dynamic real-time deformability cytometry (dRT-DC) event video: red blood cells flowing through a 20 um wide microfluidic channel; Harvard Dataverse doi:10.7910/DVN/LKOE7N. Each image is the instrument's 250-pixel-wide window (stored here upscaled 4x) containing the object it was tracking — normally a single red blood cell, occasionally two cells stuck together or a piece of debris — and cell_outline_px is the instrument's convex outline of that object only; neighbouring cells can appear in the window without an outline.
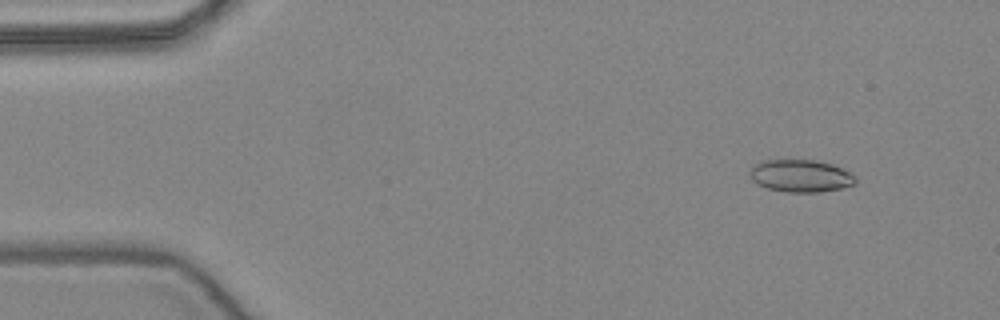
{"species": "common noctule bat (a hibernating species)", "species_latin": "Nyctalus noctula", "temperature_condition": "warm", "stored_images_in_passage": 52, "camera_frame_rate_fps": 3000, "um_per_image_px": 0.085, "animal": {"sex": "female", "body_mass_g": 24.6, "forearm_length_mm": 56.2}, "frame": {"image": 1, "passage_image": 5, "time_ms": 1.333, "image_size_px": [1000, 320], "cell_outline_px": [[856, 184], [840, 188], [820, 192], [784, 192], [768, 188], [756, 184], [752, 180], [748, 172], [760, 160], [816, 160], [832, 164], [856, 176]], "centroid_in_image_um": [68.03, 14.95], "position_along_channel_um": 17.0, "area_um2": 20.0}}
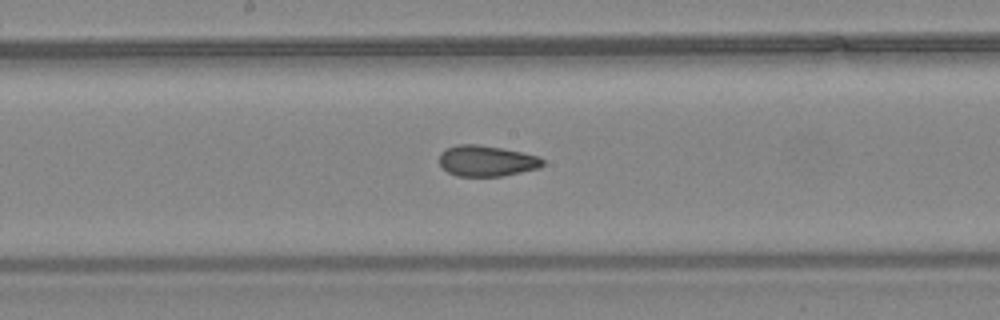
{"frame": {"image": 2, "passage_image": 27, "time_ms": 8.667, "image_size_px": [1000, 320], "cell_outline_px": [[544, 164], [540, 168], [504, 176], [456, 176], [448, 172], [440, 164], [440, 152], [456, 144], [480, 144], [540, 156], [544, 160]], "centroid_in_image_um": [41.38, 13.68], "position_along_channel_um": 206.8, "area_um2": 18.67}}
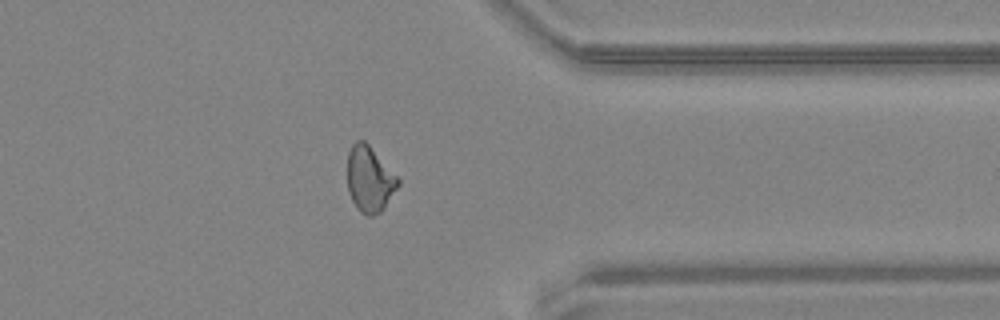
{"frame": {"image": 3, "passage_image": 41, "time_ms": 13.333, "image_size_px": [1000, 320], "cell_outline_px": [[400, 184], [384, 208], [380, 212], [372, 216], [368, 216], [360, 212], [356, 208], [348, 192], [348, 152], [352, 144], [356, 140], [364, 140], [368, 144], [400, 180]], "centroid_in_image_um": [31.4, 15.25], "position_along_channel_um": 380.0, "area_um2": 19.31}, "authors_computed_cell_mechanics": {"area_um2": 19.5075, "velocity_mm_per_s": 3.9403, "shape_relaxation_time_tau1_ms": null, "shape_relaxation_time_tau2_ms": 1.7774, "deformation_change_tau1": null, "deformation_change_tau2": 0.0713}}